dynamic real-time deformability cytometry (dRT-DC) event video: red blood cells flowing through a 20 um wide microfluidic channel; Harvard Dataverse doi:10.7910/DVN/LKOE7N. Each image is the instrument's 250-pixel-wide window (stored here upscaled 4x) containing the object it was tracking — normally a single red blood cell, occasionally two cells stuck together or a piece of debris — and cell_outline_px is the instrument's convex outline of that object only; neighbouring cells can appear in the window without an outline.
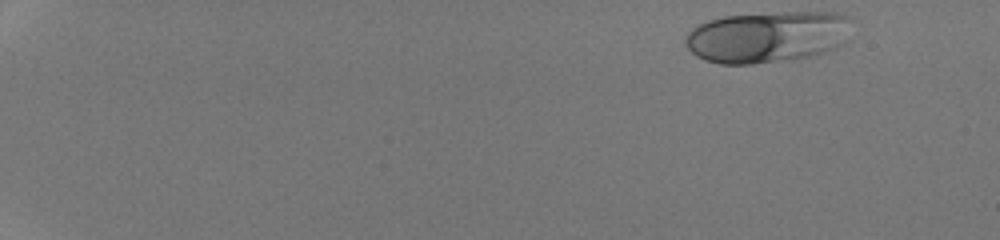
{"species": "human", "species_latin": "Homo sapiens", "temperature_condition": "room temperature", "stored_images_in_passage": 47, "camera_frame_rate_fps": 3000, "um_per_image_px": 0.085, "donor": {"sex": "male"}, "frame": {"image": 1, "passage_image": 1, "time_ms": 0.0, "image_size_px": [1000, 240], "cell_outline_px": [[852, 20], [848, 40], [844, 44], [828, 52], [816, 56], [792, 60], [752, 64], [720, 64], [704, 60], [696, 56], [684, 44], [684, 36], [692, 28], [708, 20], [724, 16], [780, 12], [836, 12], [848, 16]], "centroid_in_image_um": [65.28, 3.14], "position_along_channel_um": 19.7, "area_um2": 50.98}}
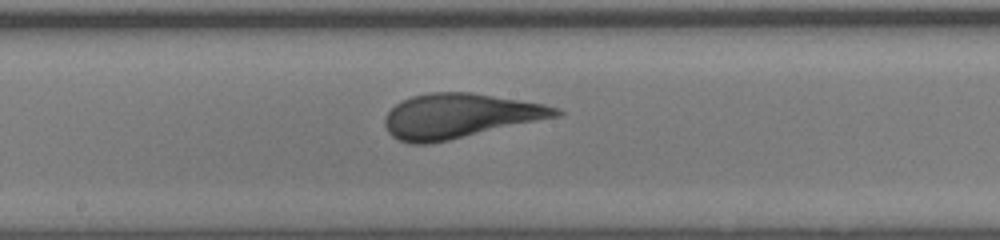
{"frame": {"image": 2, "passage_image": 27, "time_ms": 8.667, "image_size_px": [1000, 240], "cell_outline_px": [[564, 112], [560, 116], [448, 140], [428, 144], [408, 144], [392, 136], [388, 132], [384, 124], [384, 116], [400, 100], [412, 96], [432, 92], [472, 92], [544, 104], [560, 108]], "centroid_in_image_um": [39.05, 9.85], "position_along_channel_um": 209.1, "area_um2": 44.39}}
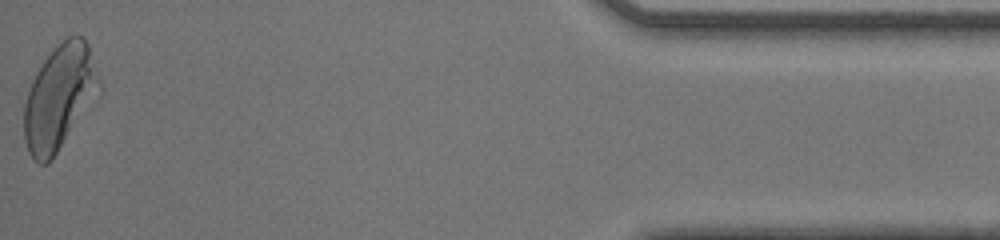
{"frame": {"image": 3, "passage_image": 47, "time_ms": 15.333, "image_size_px": [1000, 240], "cell_outline_px": [[100, 96], [52, 160], [48, 164], [40, 164], [28, 152], [24, 140], [24, 104], [32, 80], [36, 72], [44, 60], [68, 36], [84, 36], [88, 44], [100, 80]], "centroid_in_image_um": [5.08, 8.33], "position_along_channel_um": 430.1, "area_um2": 46.12}}